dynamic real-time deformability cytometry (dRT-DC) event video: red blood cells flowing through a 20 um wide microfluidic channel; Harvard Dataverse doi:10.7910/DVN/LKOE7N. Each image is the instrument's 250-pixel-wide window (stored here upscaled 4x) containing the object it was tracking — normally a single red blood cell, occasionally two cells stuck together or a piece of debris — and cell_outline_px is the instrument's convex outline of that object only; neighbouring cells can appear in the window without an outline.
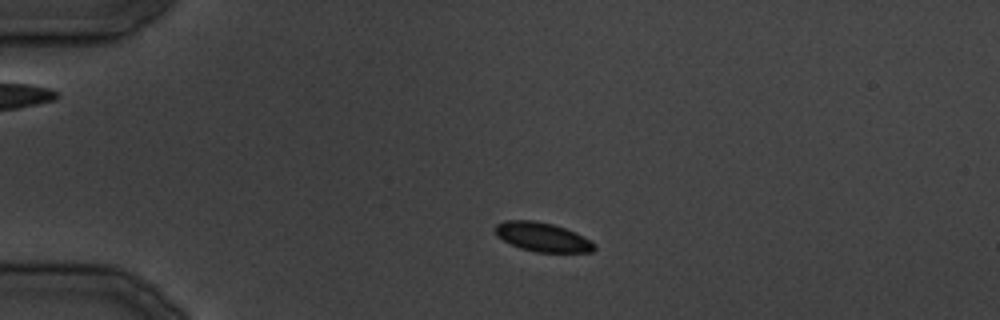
{"species": "common noctule bat (a hibernating species)", "species_latin": "Nyctalus noctula", "temperature_condition": "cold", "stored_images_in_passage": 28, "camera_frame_rate_fps": 3000, "um_per_image_px": 0.085, "animal": {"sex": "male", "body_mass_g": 19.5, "forearm_length_mm": 54.6}, "frame": {"image": 1, "passage_image": 2, "time_ms": 1.0, "image_size_px": [1000, 320], "cell_outline_px": [[596, 248], [592, 252], [536, 252], [520, 248], [496, 236], [496, 224], [504, 220], [532, 220], [552, 224], [576, 232], [584, 236], [596, 244]], "centroid_in_image_um": [46.13, 20.15], "position_along_channel_um": 38.9, "area_um2": 16.76}}
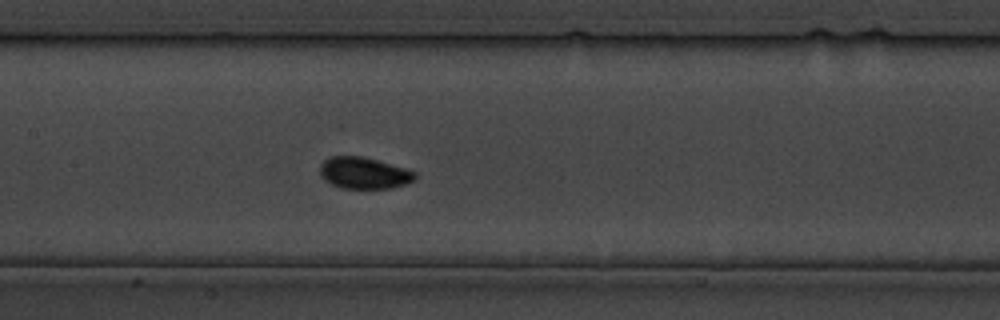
{"frame": {"image": 2, "passage_image": 11, "time_ms": 12.333, "image_size_px": [1000, 320], "cell_outline_px": [[416, 180], [392, 188], [344, 188], [332, 184], [324, 180], [320, 176], [320, 164], [328, 156], [364, 156], [404, 168], [416, 172]], "centroid_in_image_um": [30.92, 14.69], "position_along_channel_um": 176.5, "area_um2": 17.51}}
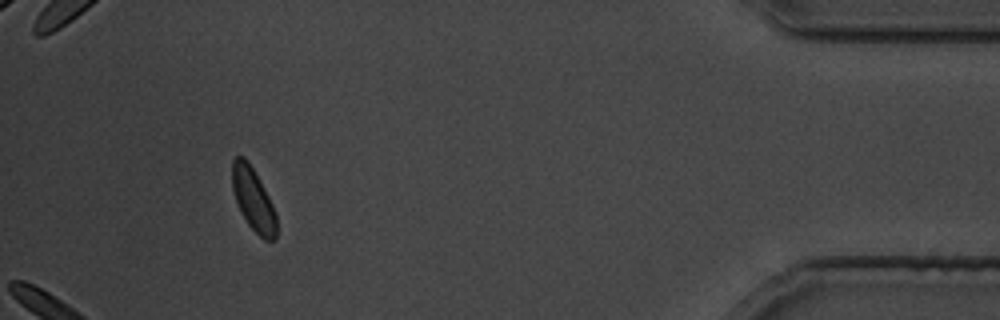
{"frame": {"image": 3, "passage_image": 26, "time_ms": 31.0, "image_size_px": [1000, 320], "cell_outline_px": [[276, 240], [264, 240], [248, 224], [240, 212], [232, 188], [232, 160], [236, 156], [244, 156], [248, 160], [268, 196], [276, 212]], "centroid_in_image_um": [21.52, 16.95], "position_along_channel_um": 413.7, "area_um2": 16.13}}